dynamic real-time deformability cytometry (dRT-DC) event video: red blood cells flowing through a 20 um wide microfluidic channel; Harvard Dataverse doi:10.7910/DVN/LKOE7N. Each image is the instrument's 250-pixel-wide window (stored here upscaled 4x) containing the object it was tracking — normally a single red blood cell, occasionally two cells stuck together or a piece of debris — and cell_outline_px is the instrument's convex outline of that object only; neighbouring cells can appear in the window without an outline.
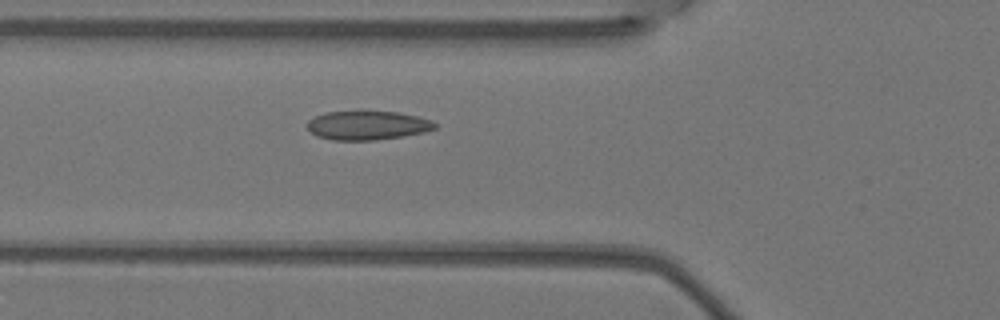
{"species": "Egyptian fruit bat (a non-hibernating species)", "species_latin": "Rousettus aegyptiacus", "temperature_condition": "warm", "stored_images_in_passage": 5, "camera_frame_rate_fps": 3000, "um_per_image_px": 0.085, "animal": {"sex": "female"}, "frame": {"image": 1, "passage_image": 5, "time_ms": 1.333, "image_size_px": [1000, 320], "cell_outline_px": [[436, 128], [424, 132], [404, 136], [376, 140], [332, 140], [316, 136], [308, 128], [308, 120], [316, 116], [328, 112], [356, 108], [400, 112], [432, 120], [436, 124]], "centroid_in_image_um": [31.23, 10.61], "position_along_channel_um": 94.6, "area_um2": 22.37}}